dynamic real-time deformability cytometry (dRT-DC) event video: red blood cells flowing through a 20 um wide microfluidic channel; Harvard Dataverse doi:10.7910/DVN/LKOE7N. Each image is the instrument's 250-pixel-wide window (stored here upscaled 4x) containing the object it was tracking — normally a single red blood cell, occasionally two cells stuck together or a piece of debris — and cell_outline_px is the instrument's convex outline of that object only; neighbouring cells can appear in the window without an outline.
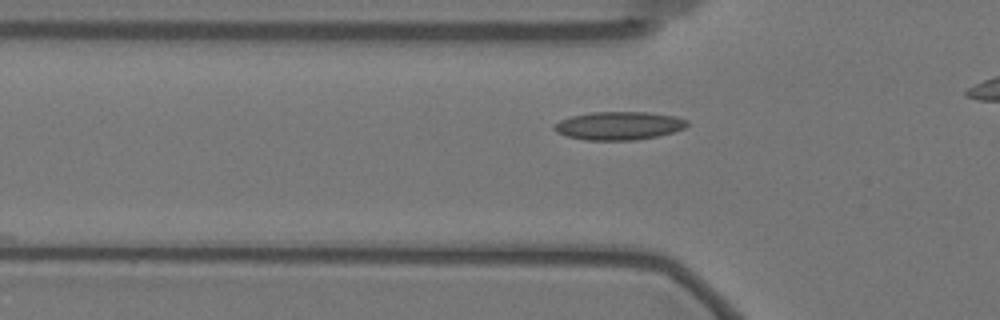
{"species": "Egyptian fruit bat (a non-hibernating species)", "species_latin": "Rousettus aegyptiacus", "temperature_condition": "warm", "stored_images_in_passage": 29, "camera_frame_rate_fps": 3000, "um_per_image_px": 0.085, "animal": {"sex": "female"}, "frame": {"image": 1, "passage_image": 9, "time_ms": 2.667, "image_size_px": [1000, 320], "cell_outline_px": [[688, 124], [684, 128], [672, 132], [656, 136], [636, 140], [584, 140], [568, 136], [556, 132], [552, 128], [560, 120], [572, 116], [592, 112], [648, 112], [676, 116], [688, 120]], "centroid_in_image_um": [52.61, 10.68], "position_along_channel_um": 73.2, "area_um2": 21.79}}
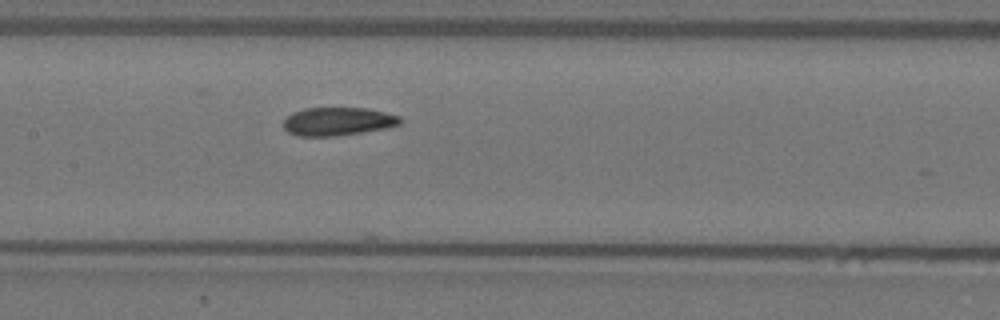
{"frame": {"image": 2, "passage_image": 18, "time_ms": 5.667, "image_size_px": [1000, 320], "cell_outline_px": [[400, 124], [384, 128], [360, 132], [332, 136], [296, 136], [288, 132], [284, 128], [284, 116], [292, 112], [304, 108], [368, 108], [400, 116]], "centroid_in_image_um": [28.64, 10.31], "position_along_channel_um": 178.8, "area_um2": 19.13}}
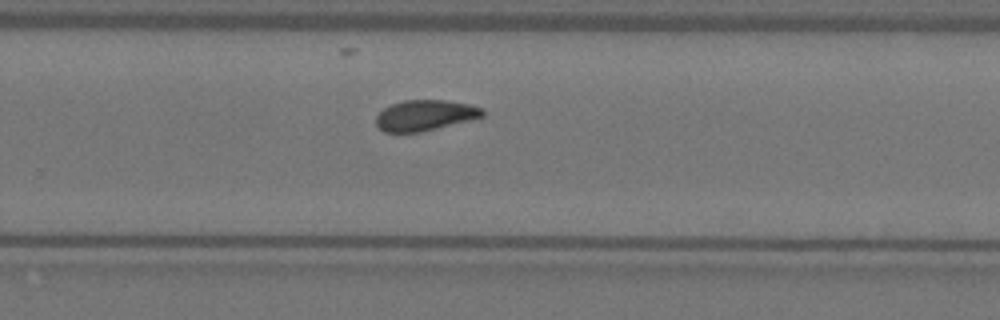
{"frame": {"image": 3, "passage_image": 28, "time_ms": 9.0, "image_size_px": [1000, 320], "cell_outline_px": [[484, 116], [420, 132], [384, 132], [376, 124], [376, 116], [384, 108], [392, 104], [404, 100], [444, 100], [468, 104], [484, 108]], "centroid_in_image_um": [36.11, 9.79], "position_along_channel_um": 293.7, "area_um2": 18.79}}